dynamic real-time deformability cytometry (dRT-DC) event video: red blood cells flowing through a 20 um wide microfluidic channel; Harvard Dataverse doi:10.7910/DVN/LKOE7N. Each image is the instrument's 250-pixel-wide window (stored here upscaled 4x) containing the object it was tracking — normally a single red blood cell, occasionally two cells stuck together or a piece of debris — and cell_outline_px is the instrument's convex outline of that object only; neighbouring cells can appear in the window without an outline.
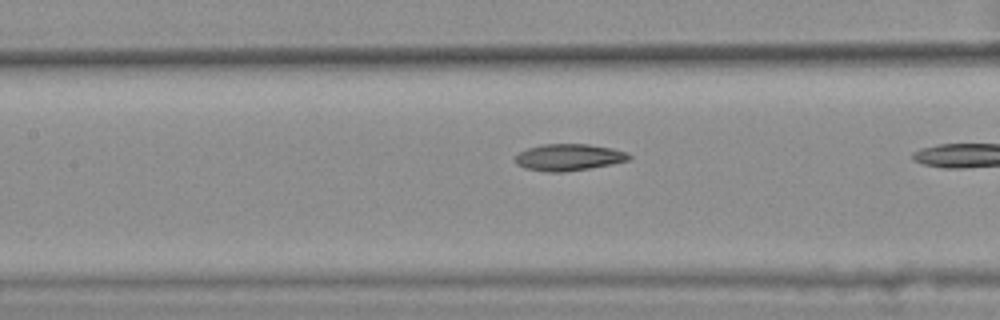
{"species": "common noctule bat (a hibernating species)", "species_latin": "Nyctalus noctula", "temperature_condition": "warm", "stored_images_in_passage": 5, "camera_frame_rate_fps": 3000, "um_per_image_px": 0.085, "animal": {"sex": "female", "body_mass_g": 25.1}, "frame": {"image": 1, "passage_image": 4, "time_ms": 1.0, "image_size_px": [1000, 320], "cell_outline_px": [[632, 156], [628, 160], [612, 164], [564, 172], [548, 172], [528, 168], [516, 164], [512, 160], [512, 156], [528, 148], [540, 144], [588, 144], [612, 148], [628, 152]], "centroid_in_image_um": [48.31, 13.36], "position_along_channel_um": 159.1, "area_um2": 17.8}}